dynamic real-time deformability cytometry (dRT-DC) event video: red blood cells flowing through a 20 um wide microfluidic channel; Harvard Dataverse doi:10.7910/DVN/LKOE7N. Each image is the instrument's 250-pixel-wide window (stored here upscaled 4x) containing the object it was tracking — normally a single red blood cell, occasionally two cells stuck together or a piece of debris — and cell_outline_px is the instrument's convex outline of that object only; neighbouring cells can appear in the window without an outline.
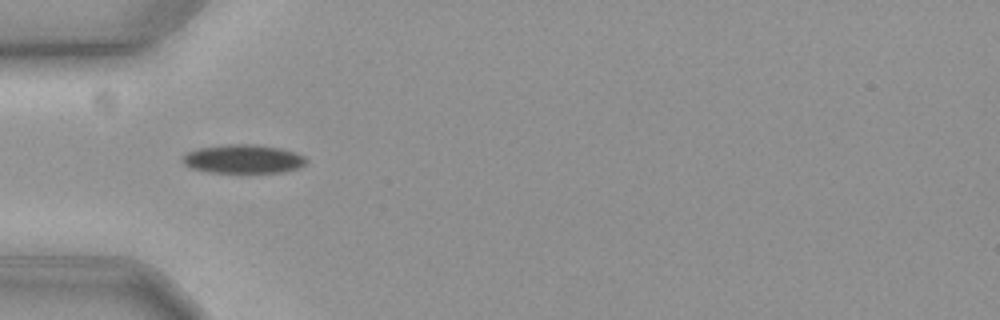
{"species": "common noctule bat (a hibernating species)", "species_latin": "Nyctalus noctula", "temperature_condition": "cold", "stored_images_in_passage": 14, "camera_frame_rate_fps": 3000, "um_per_image_px": 0.085, "animal": {"sex": "female", "body_mass_g": 19.3, "forearm_length_mm": 54.1}, "frame": {"image": 1, "passage_image": 5, "time_ms": 1.333, "image_size_px": [1000, 320], "cell_outline_px": [[308, 160], [300, 168], [284, 172], [208, 172], [192, 168], [184, 164], [184, 156], [188, 152], [200, 148], [228, 144], [252, 144], [280, 148], [304, 156]], "centroid_in_image_um": [20.71, 13.52], "position_along_channel_um": 64.3, "area_um2": 20.4}}
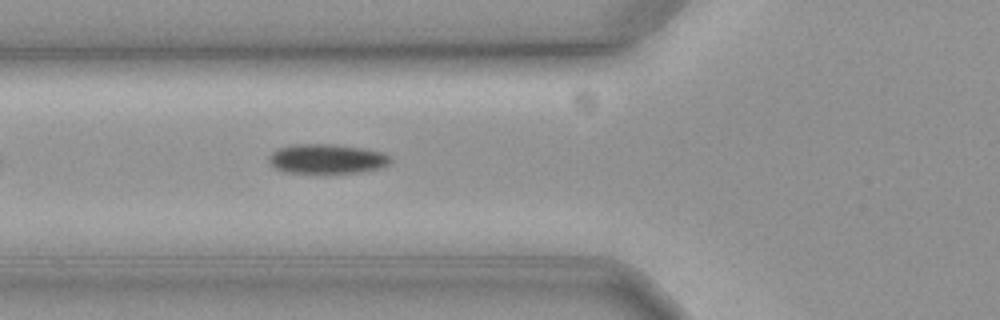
{"frame": {"image": 2, "passage_image": 8, "time_ms": 2.333, "image_size_px": [1000, 320], "cell_outline_px": [[392, 160], [388, 164], [380, 168], [356, 172], [284, 172], [276, 168], [268, 160], [268, 156], [272, 152], [280, 148], [292, 144], [332, 144], [364, 148], [384, 152], [392, 156]], "centroid_in_image_um": [27.82, 13.48], "position_along_channel_um": 98.0, "area_um2": 20.81}}
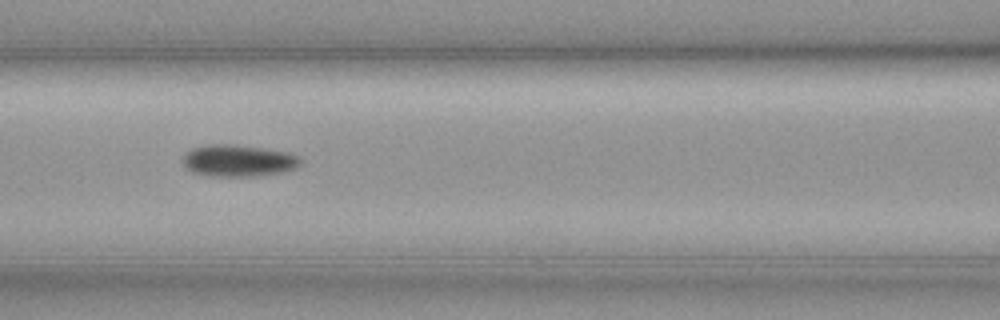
{"frame": {"image": 3, "passage_image": 12, "time_ms": 3.667, "image_size_px": [1000, 320], "cell_outline_px": [[300, 164], [292, 168], [280, 172], [256, 176], [208, 176], [192, 172], [184, 164], [184, 156], [192, 148], [212, 144], [232, 144], [264, 148], [288, 152], [300, 156]], "centroid_in_image_um": [20.26, 13.65], "position_along_channel_um": 146.3, "area_um2": 21.56}}